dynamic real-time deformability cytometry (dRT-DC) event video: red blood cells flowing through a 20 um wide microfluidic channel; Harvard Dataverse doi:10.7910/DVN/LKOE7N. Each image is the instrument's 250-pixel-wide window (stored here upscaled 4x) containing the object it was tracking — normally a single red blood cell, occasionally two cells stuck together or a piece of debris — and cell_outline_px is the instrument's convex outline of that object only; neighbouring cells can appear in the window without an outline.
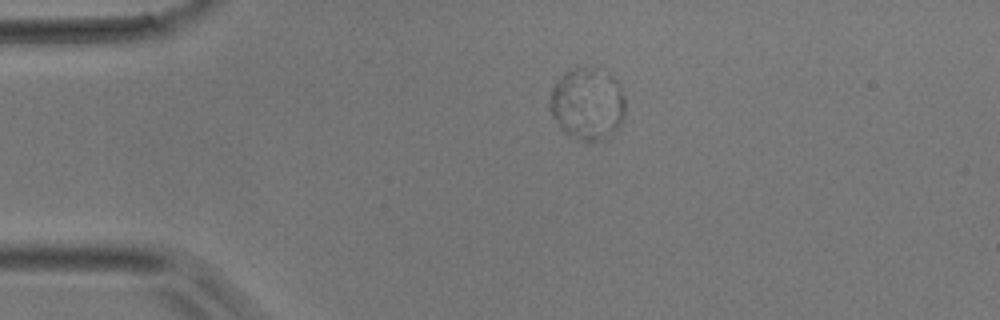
{"species": "common noctule bat (a hibernating species)", "species_latin": "Nyctalus noctula", "temperature_condition": "room temperature", "stored_images_in_passage": 39, "camera_frame_rate_fps": 3000, "um_per_image_px": 0.085, "animal": {"sex": "male", "body_mass_g": 17.9}, "frame": {"image": 1, "passage_image": 1, "time_ms": 0.0, "image_size_px": [1000, 320], "cell_outline_px": [[624, 116], [620, 124], [608, 140], [580, 140], [568, 136], [560, 128], [552, 116], [548, 108], [548, 104], [552, 88], [568, 72], [576, 68], [596, 68], [612, 76], [620, 84], [624, 96]], "centroid_in_image_um": [49.94, 8.87], "position_along_channel_um": 35.1, "area_um2": 31.67}}
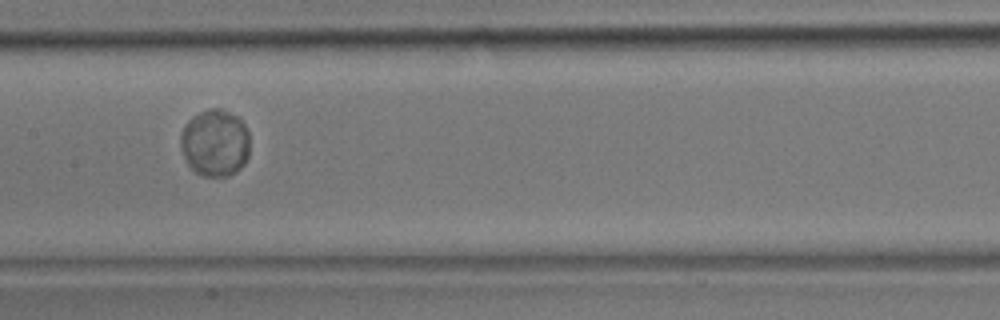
{"frame": {"image": 2, "passage_image": 15, "time_ms": 4.667, "image_size_px": [1000, 320], "cell_outline_px": [[248, 156], [244, 164], [236, 172], [228, 176], [204, 176], [196, 172], [188, 164], [184, 156], [180, 144], [180, 136], [188, 120], [192, 116], [208, 108], [220, 108], [240, 116], [248, 132]], "centroid_in_image_um": [18.29, 12.12], "position_along_channel_um": 189.1, "area_um2": 27.17}}
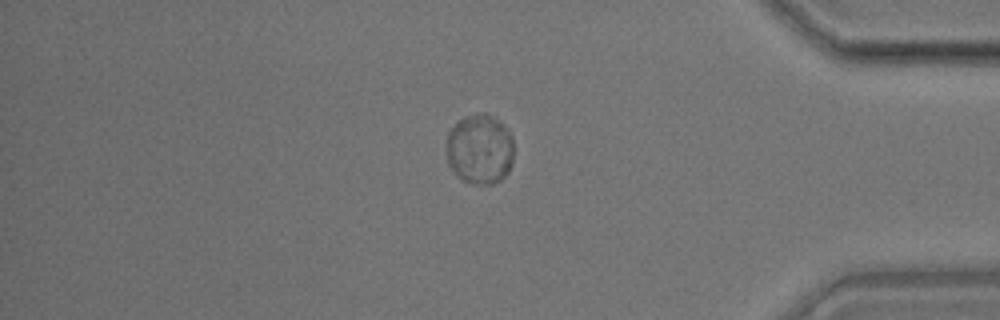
{"frame": {"image": 3, "passage_image": 32, "time_ms": 10.333, "image_size_px": [1000, 320], "cell_outline_px": [[512, 164], [508, 172], [500, 180], [492, 184], [480, 184], [460, 180], [448, 164], [448, 132], [464, 116], [476, 112], [488, 112], [500, 120], [504, 124], [512, 136]], "centroid_in_image_um": [40.8, 12.65], "position_along_channel_um": 394.4, "area_um2": 27.69}}